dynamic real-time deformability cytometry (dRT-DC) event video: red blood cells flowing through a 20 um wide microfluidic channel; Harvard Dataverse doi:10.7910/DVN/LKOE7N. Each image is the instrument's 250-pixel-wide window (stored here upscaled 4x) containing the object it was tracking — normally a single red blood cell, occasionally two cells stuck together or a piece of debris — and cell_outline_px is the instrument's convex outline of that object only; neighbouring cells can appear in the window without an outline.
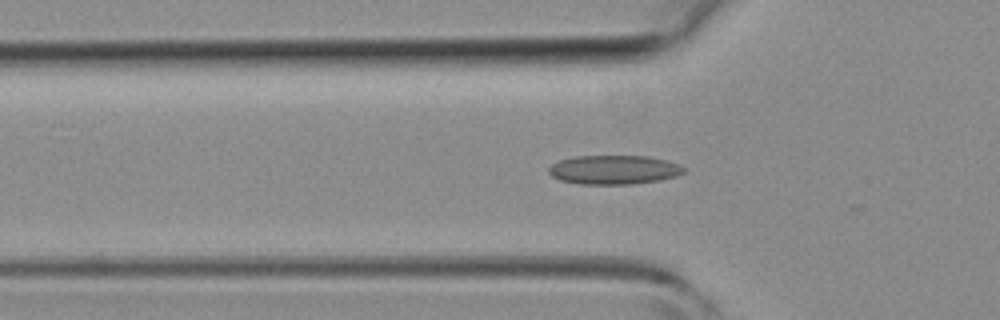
{"species": "common noctule bat (a hibernating species)", "species_latin": "Nyctalus noctula", "temperature_condition": "room temperature", "stored_images_in_passage": 42, "segment_of_instrument_passage": [1, 2], "camera_frame_rate_fps": 3000, "um_per_image_px": 0.085, "animal": {"sex": "female", "body_mass_g": 19.3, "forearm_length_mm": 54.1}, "frame": {"image": 1, "passage_image": 12, "time_ms": 3.667, "image_size_px": [1000, 320], "cell_outline_px": [[688, 168], [684, 172], [676, 176], [660, 180], [632, 184], [580, 184], [560, 180], [552, 176], [548, 172], [548, 168], [552, 164], [560, 160], [572, 156], [648, 156], [668, 160]], "centroid_in_image_um": [52.2, 14.42], "position_along_channel_um": 73.6, "area_um2": 23.06}}
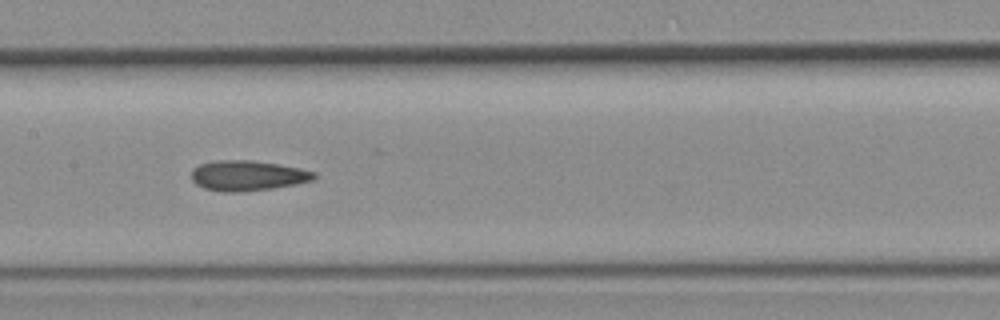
{"frame": {"image": 2, "passage_image": 19, "time_ms": 6.0, "image_size_px": [1000, 320], "cell_outline_px": [[316, 176], [312, 180], [296, 184], [272, 188], [240, 192], [220, 192], [204, 188], [196, 184], [192, 180], [192, 168], [200, 164], [220, 160], [252, 160], [300, 168], [316, 172]], "centroid_in_image_um": [21.03, 14.93], "position_along_channel_um": 186.4, "area_um2": 21.56}}
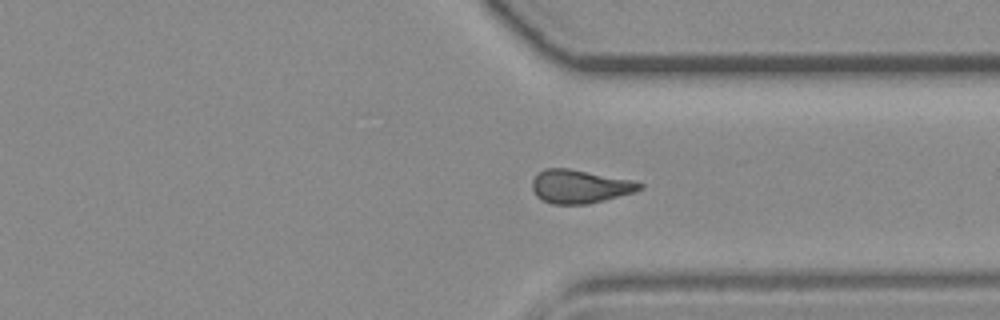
{"frame": {"image": 3, "passage_image": 30, "time_ms": 9.667, "image_size_px": [1000, 320], "cell_outline_px": [[644, 188], [636, 192], [588, 204], [552, 204], [536, 196], [532, 188], [532, 180], [536, 172], [544, 168], [568, 168], [632, 180], [644, 184]], "centroid_in_image_um": [49.28, 15.84], "position_along_channel_um": 362.1, "area_um2": 21.1}}